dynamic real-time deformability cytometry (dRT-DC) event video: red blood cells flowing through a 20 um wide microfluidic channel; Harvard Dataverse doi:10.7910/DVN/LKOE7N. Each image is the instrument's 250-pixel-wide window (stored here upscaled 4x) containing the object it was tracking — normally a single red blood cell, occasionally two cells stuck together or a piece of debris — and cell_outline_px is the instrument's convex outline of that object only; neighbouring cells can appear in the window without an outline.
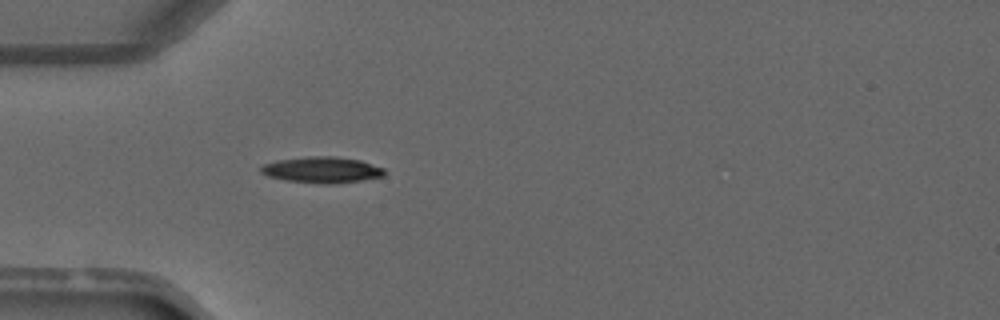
{"species": "common noctule bat (a hibernating species)", "species_latin": "Nyctalus noctula", "temperature_condition": "warm", "stored_images_in_passage": 3, "camera_frame_rate_fps": 3000, "um_per_image_px": 0.085, "animal": {"sex": "male", "forearm_length_mm": 52.5}, "frame": {"image": 1, "passage_image": 1, "time_ms": 0.0, "image_size_px": [1000, 320], "cell_outline_px": [[384, 176], [360, 180], [284, 180], [268, 176], [260, 172], [260, 168], [264, 164], [276, 160], [308, 156], [336, 156], [360, 160], [384, 168]], "centroid_in_image_um": [27.33, 14.36], "position_along_channel_um": 57.7, "area_um2": 17.57}}